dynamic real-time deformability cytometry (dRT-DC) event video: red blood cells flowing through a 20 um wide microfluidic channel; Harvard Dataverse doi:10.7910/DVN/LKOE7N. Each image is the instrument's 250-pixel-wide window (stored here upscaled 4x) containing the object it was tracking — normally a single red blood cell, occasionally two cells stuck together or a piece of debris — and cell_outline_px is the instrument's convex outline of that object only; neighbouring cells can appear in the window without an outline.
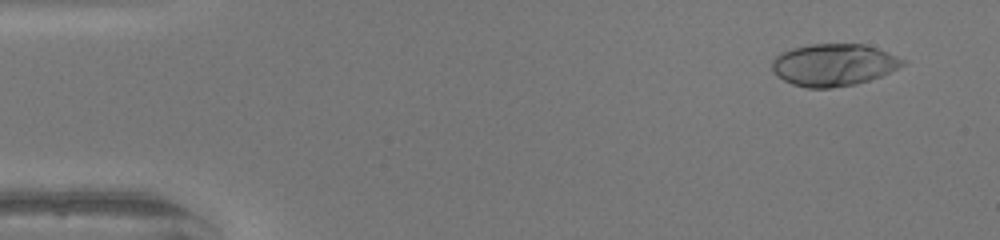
{"species": "human", "species_latin": "Homo sapiens", "temperature_condition": "warm", "stored_images_in_passage": 49, "camera_frame_rate_fps": 3000, "um_per_image_px": 0.085, "donor": {"sex": "female"}, "frame": {"image": 1, "passage_image": 4, "time_ms": 1.0, "image_size_px": [1000, 240], "cell_outline_px": [[908, 60], [904, 64], [880, 76], [856, 84], [832, 88], [808, 88], [792, 84], [784, 80], [772, 68], [772, 60], [780, 52], [792, 48], [812, 44], [864, 44], [876, 48]], "centroid_in_image_um": [70.85, 5.51], "position_along_channel_um": 14.1, "area_um2": 31.85}}
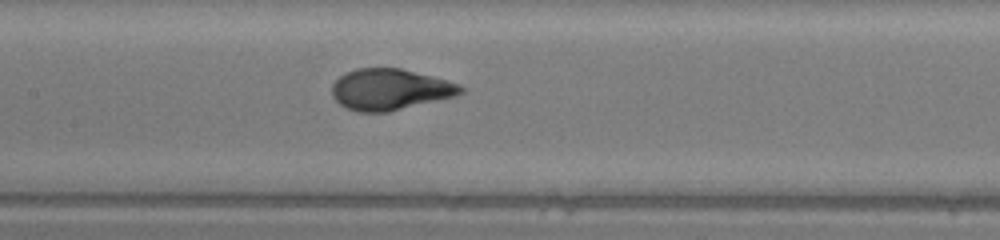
{"frame": {"image": 2, "passage_image": 24, "time_ms": 7.667, "image_size_px": [1000, 240], "cell_outline_px": [[468, 88], [464, 92], [456, 96], [388, 112], [356, 112], [340, 104], [332, 96], [332, 84], [344, 72], [356, 68], [400, 68], [432, 76], [460, 84]], "centroid_in_image_um": [33.17, 7.6], "position_along_channel_um": 174.2, "area_um2": 31.04}}
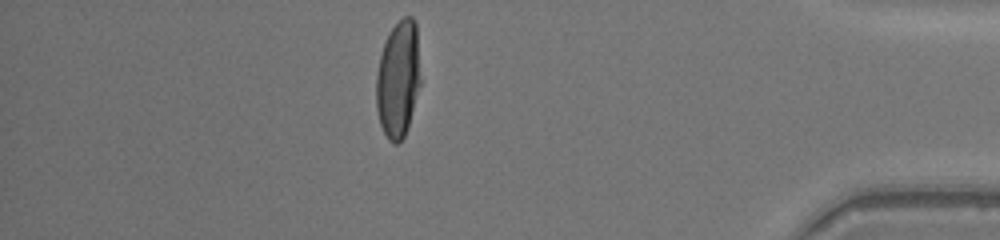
{"frame": {"image": 3, "passage_image": 43, "time_ms": 14.0, "image_size_px": [1000, 240], "cell_outline_px": [[420, 84], [408, 128], [404, 136], [396, 144], [392, 144], [388, 140], [380, 124], [376, 108], [376, 72], [380, 56], [388, 32], [404, 16], [412, 16], [416, 20], [420, 80]], "centroid_in_image_um": [33.83, 6.73], "position_along_channel_um": 401.4, "area_um2": 30.29}, "authors_computed_cell_mechanics": {"area_um2": 31.0386, "velocity_mm_per_s": 4.2645, "shape_relaxation_time_tau1_ms": 4.8871, "shape_relaxation_time_tau2_ms": null, "deformation_change_tau1": 0.2762, "deformation_change_tau2": null}}